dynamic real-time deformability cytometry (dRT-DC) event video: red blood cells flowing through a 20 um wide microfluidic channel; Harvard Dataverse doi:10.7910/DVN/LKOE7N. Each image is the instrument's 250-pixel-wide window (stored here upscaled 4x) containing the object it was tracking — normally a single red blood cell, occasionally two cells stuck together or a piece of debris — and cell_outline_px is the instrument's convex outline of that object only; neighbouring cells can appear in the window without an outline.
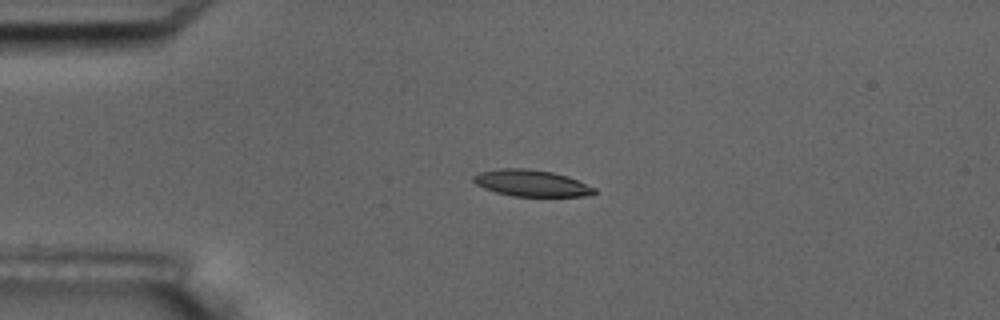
{"species": "common noctule bat (a hibernating species)", "species_latin": "Nyctalus noctula", "temperature_condition": "room temperature", "stored_images_in_passage": 5, "camera_frame_rate_fps": 3000, "um_per_image_px": 0.085, "animal": {"sex": "male", "body_mass_g": 17.5, "forearm_length_mm": 52.3}, "frame": {"image": 1, "passage_image": 4, "time_ms": 3.667, "image_size_px": [1000, 320], "cell_outline_px": [[596, 192], [588, 196], [512, 196], [496, 192], [484, 188], [476, 184], [472, 180], [472, 176], [480, 172], [500, 168], [528, 168], [552, 172], [568, 176], [596, 188]], "centroid_in_image_um": [45.16, 15.56], "position_along_channel_um": 39.8, "area_um2": 18.73}}